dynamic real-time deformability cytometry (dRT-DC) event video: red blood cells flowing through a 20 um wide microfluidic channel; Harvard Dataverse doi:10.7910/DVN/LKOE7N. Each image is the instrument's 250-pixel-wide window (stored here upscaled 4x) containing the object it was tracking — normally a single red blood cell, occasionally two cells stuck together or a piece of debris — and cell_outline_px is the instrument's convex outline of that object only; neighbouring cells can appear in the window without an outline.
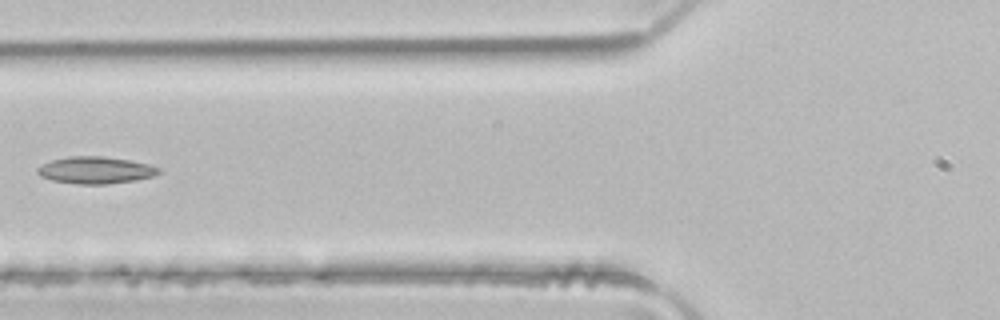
{"species": "common noctule bat (a hibernating species)", "species_latin": "Nyctalus noctula", "temperature_condition": "room temperature", "stored_images_in_passage": 3, "camera_frame_rate_fps": 3000, "um_per_image_px": 0.085, "animal": {"sex": "male", "body_mass_g": 21.5, "forearm_length_mm": 52.0}, "frame": {"image": 1, "passage_image": 3, "time_ms": 0.667, "image_size_px": [1000, 320], "cell_outline_px": [[160, 172], [152, 176], [136, 180], [104, 184], [76, 184], [52, 180], [40, 176], [36, 172], [36, 168], [52, 160], [72, 156], [100, 156], [128, 160], [148, 164], [160, 168]], "centroid_in_image_um": [8.1, 14.47], "position_along_channel_um": 117.7, "area_um2": 18.84}}